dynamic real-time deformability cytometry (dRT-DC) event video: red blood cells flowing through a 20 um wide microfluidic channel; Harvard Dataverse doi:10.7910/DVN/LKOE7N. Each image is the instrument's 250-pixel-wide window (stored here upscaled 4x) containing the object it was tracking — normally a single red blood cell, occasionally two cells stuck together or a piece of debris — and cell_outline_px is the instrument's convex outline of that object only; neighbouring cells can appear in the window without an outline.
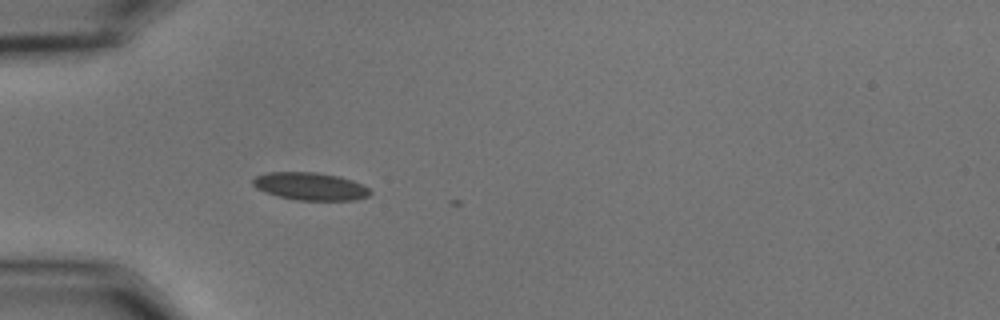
{"species": "common noctule bat (a hibernating species)", "species_latin": "Nyctalus noctula", "temperature_condition": "cold", "stored_images_in_passage": 2, "camera_frame_rate_fps": 3000, "um_per_image_px": 0.085, "animal": {"sex": "male", "body_mass_g": 15.6}, "frame": {"image": 1, "passage_image": 1, "time_ms": 0.0, "image_size_px": [1000, 320], "cell_outline_px": [[372, 192], [368, 196], [356, 200], [296, 200], [264, 192], [256, 188], [252, 184], [252, 180], [256, 176], [268, 172], [316, 172], [340, 176], [352, 180], [368, 188]], "centroid_in_image_um": [26.36, 15.83], "position_along_channel_um": 58.6, "area_um2": 18.9}}